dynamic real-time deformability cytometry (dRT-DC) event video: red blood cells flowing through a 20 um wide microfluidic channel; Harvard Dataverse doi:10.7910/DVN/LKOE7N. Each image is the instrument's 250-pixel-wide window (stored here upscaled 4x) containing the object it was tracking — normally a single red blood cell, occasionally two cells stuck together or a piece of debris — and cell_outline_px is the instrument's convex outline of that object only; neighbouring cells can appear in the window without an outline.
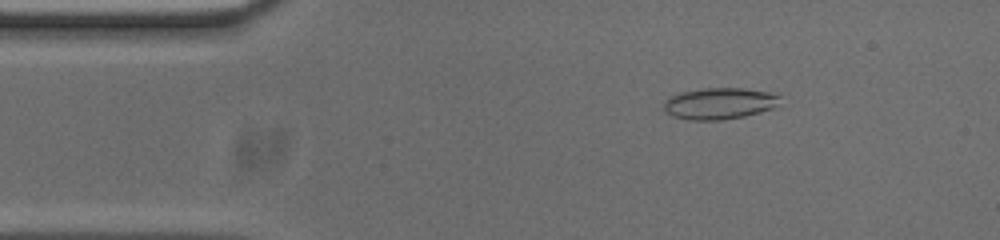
{"species": "common noctule bat (a hibernating species)", "species_latin": "Nyctalus noctula", "temperature_condition": "cold", "stored_images_in_passage": 46, "camera_frame_rate_fps": 3000, "um_per_image_px": 0.085, "animal": {"sex": "male", "body_mass_g": 20.0, "forearm_length_mm": 53.3}, "frame": {"image": 1, "passage_image": 1, "time_ms": 0.0, "image_size_px": [1000, 240], "cell_outline_px": [[780, 96], [776, 104], [772, 108], [744, 116], [720, 120], [692, 120], [672, 116], [664, 112], [664, 104], [672, 96], [680, 92], [704, 88], [744, 88], [768, 92]], "centroid_in_image_um": [61.11, 8.79], "position_along_channel_um": 23.9, "area_um2": 20.98}}
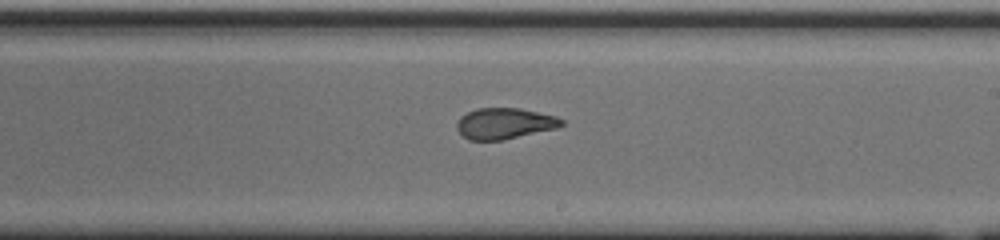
{"frame": {"image": 2, "passage_image": 23, "time_ms": 7.333, "image_size_px": [1000, 240], "cell_outline_px": [[564, 124], [556, 128], [500, 140], [468, 140], [456, 128], [456, 124], [460, 116], [476, 108], [520, 108], [556, 116], [564, 120]], "centroid_in_image_um": [42.87, 10.48], "position_along_channel_um": 246.1, "area_um2": 18.79}}
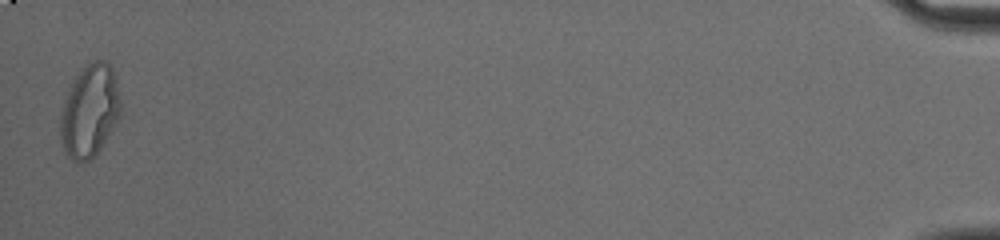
{"frame": {"image": 3, "passage_image": 46, "time_ms": 15.0, "image_size_px": [1000, 240], "cell_outline_px": [[120, 112], [116, 120], [100, 148], [84, 164], [72, 160], [68, 156], [64, 148], [60, 136], [60, 116], [64, 100], [68, 88], [72, 80], [80, 68], [92, 60], [104, 60], [112, 68], [120, 100]], "centroid_in_image_um": [7.57, 9.39], "position_along_channel_um": 427.6, "area_um2": 32.14}, "authors_computed_cell_mechanics": {"area_um2": 20.2878, "velocity_mm_per_s": 3.7473, "shape_relaxation_time_tau1_ms": null, "shape_relaxation_time_tau2_ms": 1.5198, "deformation_change_tau1": null, "deformation_change_tau2": 0.0818}}